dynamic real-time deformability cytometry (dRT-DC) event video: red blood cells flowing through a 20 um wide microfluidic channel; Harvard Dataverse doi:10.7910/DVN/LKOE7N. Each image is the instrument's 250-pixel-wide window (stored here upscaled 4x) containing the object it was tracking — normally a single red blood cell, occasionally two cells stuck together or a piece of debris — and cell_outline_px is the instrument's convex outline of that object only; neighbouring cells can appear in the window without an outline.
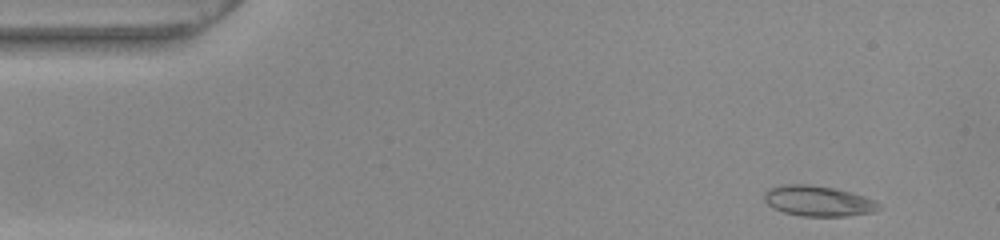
{"species": "common noctule bat (a hibernating species)", "species_latin": "Nyctalus noctula", "temperature_condition": "warm", "stored_images_in_passage": 50, "camera_frame_rate_fps": 3000, "um_per_image_px": 0.085, "animal": {"sex": "female", "body_mass_g": 22.0, "forearm_length_mm": 56.7}, "frame": {"image": 1, "passage_image": 2, "time_ms": 0.333, "image_size_px": [1000, 240], "cell_outline_px": [[880, 208], [876, 212], [844, 216], [800, 216], [784, 212], [772, 208], [764, 200], [764, 192], [768, 188], [784, 184], [808, 184], [836, 188], [864, 196], [880, 204]], "centroid_in_image_um": [69.52, 17.08], "position_along_channel_um": 15.5, "area_um2": 20.46}}
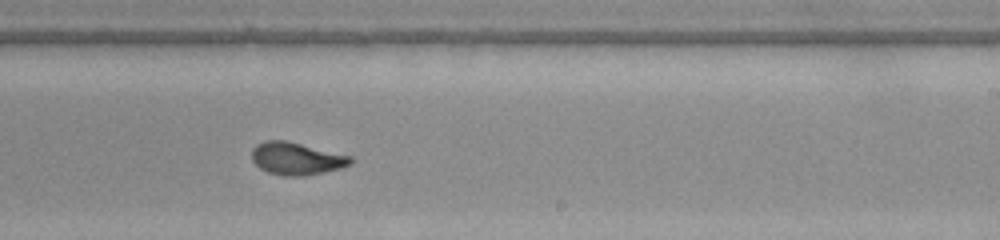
{"frame": {"image": 2, "passage_image": 29, "time_ms": 9.333, "image_size_px": [1000, 240], "cell_outline_px": [[352, 164], [340, 168], [324, 172], [304, 176], [284, 176], [268, 172], [260, 168], [252, 160], [252, 148], [256, 144], [264, 140], [284, 140], [352, 156]], "centroid_in_image_um": [25.19, 13.48], "position_along_channel_um": 263.8, "area_um2": 18.67}}
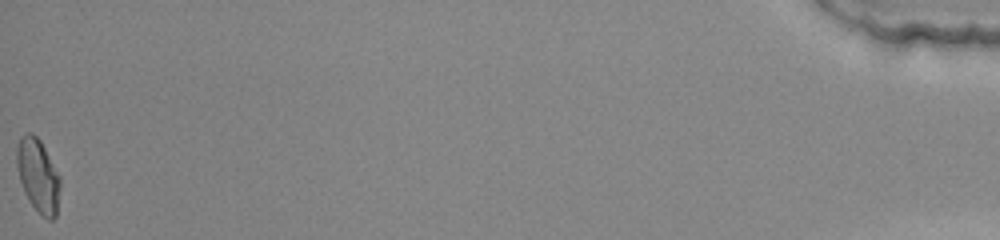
{"frame": {"image": 3, "passage_image": 50, "time_ms": 16.333, "image_size_px": [1000, 240], "cell_outline_px": [[60, 188], [56, 216], [52, 220], [48, 220], [40, 216], [24, 192], [16, 168], [16, 148], [20, 140], [28, 132], [32, 132], [40, 140], [60, 176]], "centroid_in_image_um": [3.24, 14.95], "position_along_channel_um": 432.0, "area_um2": 18.55}, "authors_computed_cell_mechanics": {"area_um2": 18.8428, "velocity_mm_per_s": 3.8987, "shape_relaxation_time_tau1_ms": null, "shape_relaxation_time_tau2_ms": 0.8183, "deformation_change_tau1": null, "deformation_change_tau2": 0.0479}}